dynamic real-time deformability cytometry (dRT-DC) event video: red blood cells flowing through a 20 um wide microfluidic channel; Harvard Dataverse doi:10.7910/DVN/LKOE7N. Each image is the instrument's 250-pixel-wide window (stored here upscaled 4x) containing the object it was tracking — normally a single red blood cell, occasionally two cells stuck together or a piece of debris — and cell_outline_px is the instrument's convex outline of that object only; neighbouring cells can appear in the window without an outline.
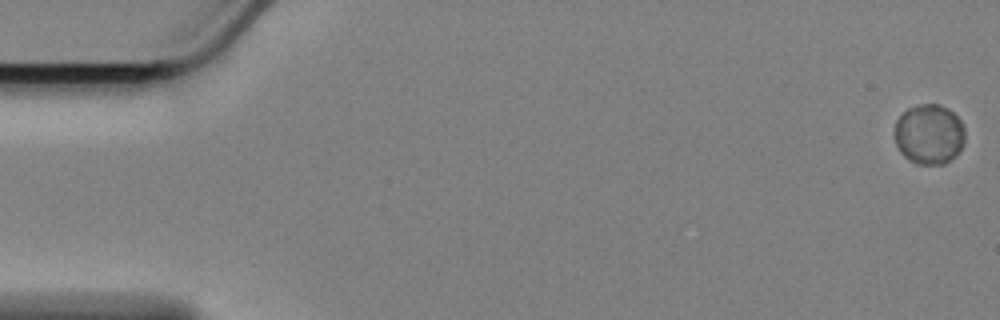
{"species": "Egyptian fruit bat (a non-hibernating species)", "species_latin": "Rousettus aegyptiacus", "temperature_condition": "cold", "stored_images_in_passage": 25, "camera_frame_rate_fps": 3000, "um_per_image_px": 0.085, "animal": {"sex": "female"}, "frame": {"image": 1, "passage_image": 1, "time_ms": 0.0, "image_size_px": [1000, 320], "cell_outline_px": [[964, 144], [956, 156], [944, 164], [916, 164], [908, 160], [900, 152], [896, 144], [892, 132], [896, 120], [908, 108], [920, 104], [940, 104], [948, 108], [960, 120], [964, 128]], "centroid_in_image_um": [78.95, 11.42], "position_along_channel_um": 6.0, "area_um2": 25.03}}
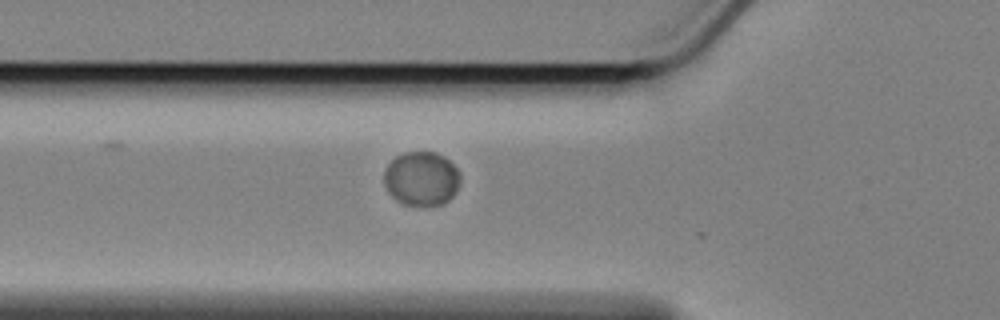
{"frame": {"image": 2, "passage_image": 21, "time_ms": 6.667, "image_size_px": [1000, 320], "cell_outline_px": [[460, 184], [456, 192], [444, 204], [404, 204], [396, 200], [388, 192], [384, 184], [384, 172], [388, 164], [396, 156], [404, 152], [436, 152], [444, 156], [460, 172]], "centroid_in_image_um": [35.83, 15.16], "position_along_channel_um": 90.0, "area_um2": 23.99}}
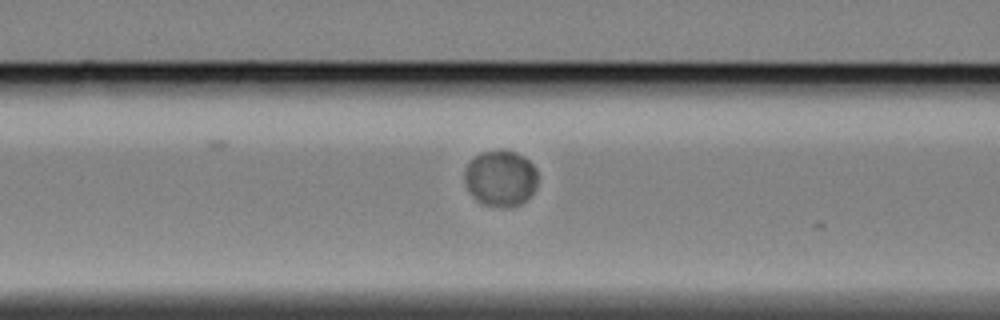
{"frame": {"image": 3, "passage_image": 24, "time_ms": 7.667, "image_size_px": [1000, 320], "cell_outline_px": [[536, 188], [520, 204], [504, 208], [480, 204], [468, 192], [464, 180], [464, 172], [468, 164], [480, 152], [516, 152], [524, 156], [536, 168]], "centroid_in_image_um": [42.52, 15.19], "position_along_channel_um": 124.1, "area_um2": 23.7}}